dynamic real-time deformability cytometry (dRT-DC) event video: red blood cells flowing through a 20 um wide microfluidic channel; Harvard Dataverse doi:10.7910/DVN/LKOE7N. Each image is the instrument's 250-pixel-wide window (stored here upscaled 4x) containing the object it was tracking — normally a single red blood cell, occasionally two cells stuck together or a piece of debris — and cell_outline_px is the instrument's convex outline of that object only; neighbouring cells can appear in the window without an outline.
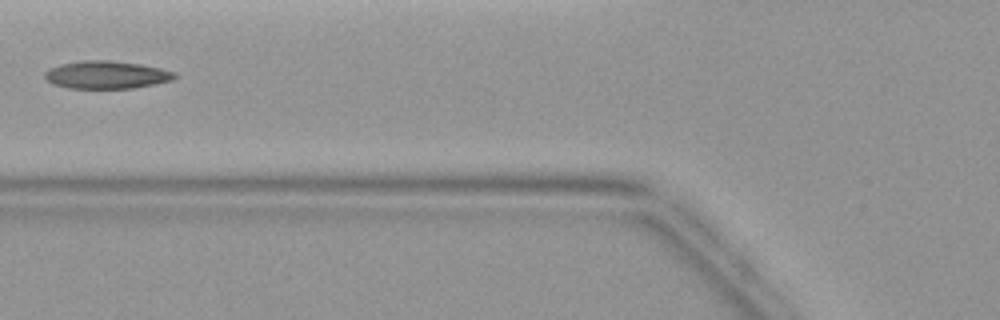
{"species": "common noctule bat (a hibernating species)", "species_latin": "Nyctalus noctula", "temperature_condition": "warm", "stored_images_in_passage": 5, "camera_frame_rate_fps": 3000, "um_per_image_px": 0.085, "animal": {"sex": "female", "body_mass_g": 19.9}, "frame": {"image": 1, "passage_image": 5, "time_ms": 4.667, "image_size_px": [1000, 320], "cell_outline_px": [[176, 76], [172, 80], [132, 88], [68, 88], [52, 84], [44, 76], [44, 72], [48, 68], [60, 64], [84, 60], [112, 60], [140, 64], [160, 68], [176, 72]], "centroid_in_image_um": [9.01, 6.35], "position_along_channel_um": 116.8, "area_um2": 20.98}}